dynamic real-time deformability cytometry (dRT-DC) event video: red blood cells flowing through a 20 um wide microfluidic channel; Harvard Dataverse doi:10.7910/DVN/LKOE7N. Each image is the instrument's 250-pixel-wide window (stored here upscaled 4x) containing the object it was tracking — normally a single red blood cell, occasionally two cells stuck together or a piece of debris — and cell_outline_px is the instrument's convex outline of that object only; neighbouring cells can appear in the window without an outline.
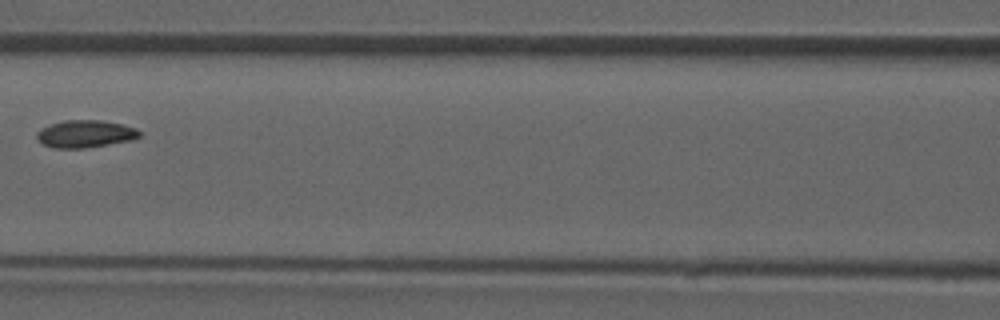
{"species": "common noctule bat (a hibernating species)", "species_latin": "Nyctalus noctula", "temperature_condition": "room temperature", "stored_images_in_passage": 7, "camera_frame_rate_fps": 3000, "um_per_image_px": 0.085, "animal": {"sex": "male", "forearm_length_mm": 52.5}, "frame": {"image": 1, "passage_image": 6, "time_ms": 6.0, "image_size_px": [1000, 320], "cell_outline_px": [[140, 136], [132, 140], [84, 148], [56, 148], [44, 144], [36, 140], [36, 132], [40, 128], [64, 120], [104, 120], [136, 128], [140, 132]], "centroid_in_image_um": [7.22, 11.37], "position_along_channel_um": 159.4, "area_um2": 16.36}}